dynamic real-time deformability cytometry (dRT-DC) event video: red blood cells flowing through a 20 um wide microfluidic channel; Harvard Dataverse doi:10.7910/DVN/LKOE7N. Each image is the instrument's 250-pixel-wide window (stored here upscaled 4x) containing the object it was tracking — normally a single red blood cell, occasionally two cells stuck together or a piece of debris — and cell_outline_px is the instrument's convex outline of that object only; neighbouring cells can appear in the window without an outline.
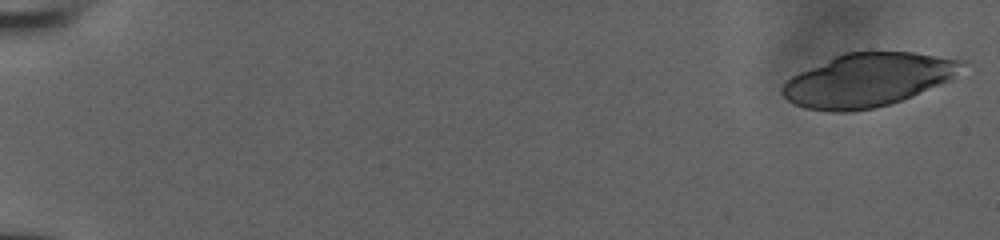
{"species": "human", "species_latin": "Homo sapiens", "temperature_condition": "room temperature", "stored_images_in_passage": 34, "camera_frame_rate_fps": 3000, "um_per_image_px": 0.085, "donor": {"sex": "male"}, "frame": {"image": 1, "passage_image": 1, "time_ms": 0.0, "image_size_px": [1000, 240], "cell_outline_px": [[968, 60], [952, 80], [912, 96], [876, 108], [844, 112], [832, 112], [808, 108], [796, 104], [788, 100], [780, 92], [780, 88], [784, 80], [800, 72], [844, 52], [912, 52]], "centroid_in_image_um": [73.79, 6.79], "position_along_channel_um": 11.2, "area_um2": 55.78}}
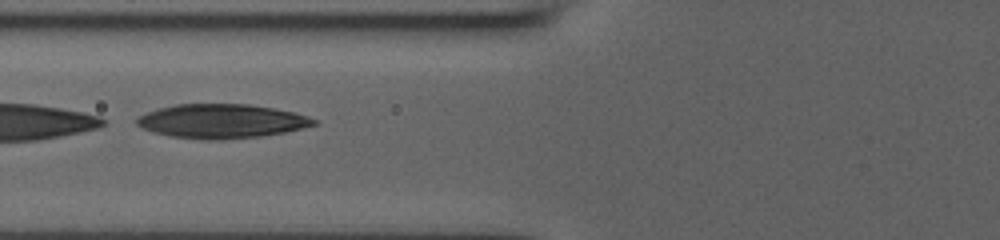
{"frame": {"image": 2, "passage_image": 23, "time_ms": 7.333, "image_size_px": [1000, 240], "cell_outline_px": [[320, 124], [284, 132], [260, 136], [216, 140], [208, 140], [172, 136], [152, 132], [136, 124], [136, 120], [140, 116], [148, 112], [160, 108], [176, 104], [248, 104], [272, 108], [292, 112], [308, 116], [316, 120]], "centroid_in_image_um": [18.85, 10.3], "position_along_channel_um": 106.9, "area_um2": 34.85}}
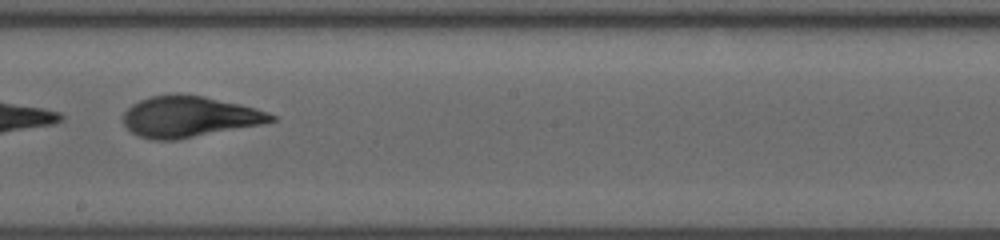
{"frame": {"image": 3, "passage_image": 32, "time_ms": 10.333, "image_size_px": [1000, 240], "cell_outline_px": [[276, 120], [260, 124], [176, 140], [152, 140], [140, 136], [132, 132], [124, 124], [124, 112], [132, 104], [140, 100], [152, 96], [176, 92], [180, 92], [204, 96], [240, 104], [256, 108], [268, 112], [276, 116]], "centroid_in_image_um": [16.07, 9.9], "position_along_channel_um": 232.1, "area_um2": 35.32}}